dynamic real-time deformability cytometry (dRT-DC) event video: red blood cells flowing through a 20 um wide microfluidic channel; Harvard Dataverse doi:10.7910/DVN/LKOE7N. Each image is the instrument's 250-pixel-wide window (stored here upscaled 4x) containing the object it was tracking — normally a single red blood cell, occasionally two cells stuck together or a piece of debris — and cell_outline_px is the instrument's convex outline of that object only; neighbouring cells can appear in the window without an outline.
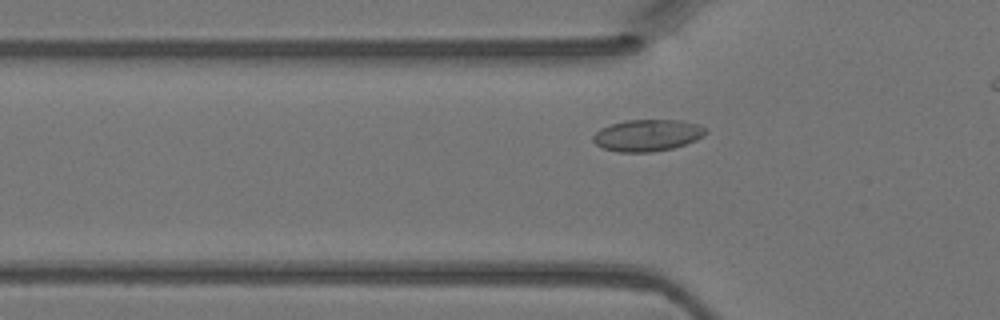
{"species": "Egyptian fruit bat (a non-hibernating species)", "species_latin": "Rousettus aegyptiacus", "temperature_condition": "warm", "stored_images_in_passage": 3, "camera_frame_rate_fps": 3000, "um_per_image_px": 0.085, "animal": {"sex": "female"}, "frame": {"image": 1, "passage_image": 3, "time_ms": 0.667, "image_size_px": [1000, 320], "cell_outline_px": [[708, 132], [696, 140], [672, 148], [652, 152], [616, 152], [604, 148], [596, 144], [592, 140], [592, 136], [600, 128], [612, 124], [628, 120], [680, 120], [696, 124], [708, 128]], "centroid_in_image_um": [55.03, 11.5], "position_along_channel_um": 70.8, "area_um2": 20.75}}